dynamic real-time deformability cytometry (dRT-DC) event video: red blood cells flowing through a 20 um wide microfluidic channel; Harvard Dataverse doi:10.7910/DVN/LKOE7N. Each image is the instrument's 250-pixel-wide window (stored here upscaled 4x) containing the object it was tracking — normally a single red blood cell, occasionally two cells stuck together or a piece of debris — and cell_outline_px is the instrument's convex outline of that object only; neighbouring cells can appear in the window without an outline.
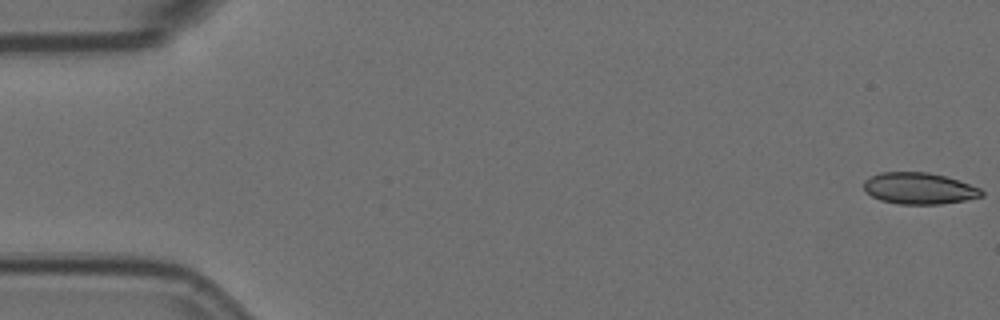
{"species": "Egyptian fruit bat (a non-hibernating species)", "species_latin": "Rousettus aegyptiacus", "temperature_condition": "room temperature", "stored_images_in_passage": 6, "camera_frame_rate_fps": 3000, "um_per_image_px": 0.085, "animal": {"sex": "female"}, "frame": {"image": 1, "passage_image": 1, "time_ms": 0.0, "image_size_px": [1000, 320], "cell_outline_px": [[984, 196], [964, 200], [940, 204], [900, 204], [880, 200], [872, 196], [864, 188], [864, 180], [880, 172], [928, 172], [960, 180], [980, 188], [984, 192]], "centroid_in_image_um": [78.15, 16.01], "position_along_channel_um": 6.8, "area_um2": 21.56}}
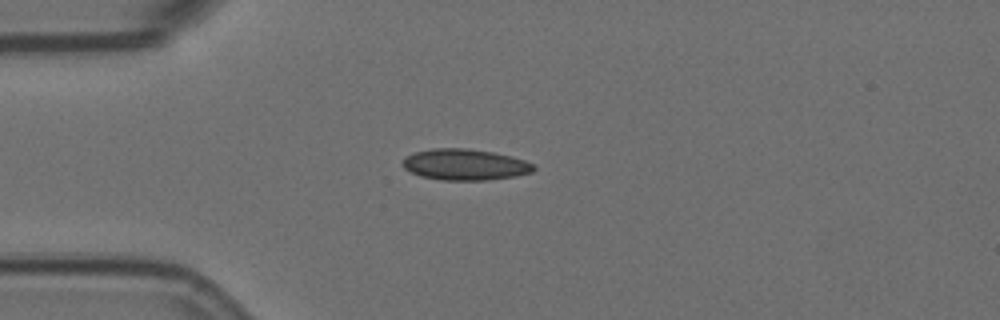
{"frame": {"image": 2, "passage_image": 5, "time_ms": 1.333, "image_size_px": [1000, 320], "cell_outline_px": [[536, 168], [532, 172], [516, 176], [488, 180], [440, 180], [420, 176], [404, 168], [400, 164], [400, 160], [404, 156], [412, 152], [432, 148], [468, 148], [492, 152], [512, 156], [524, 160], [532, 164]], "centroid_in_image_um": [39.46, 13.98], "position_along_channel_um": 45.5, "area_um2": 24.1}}
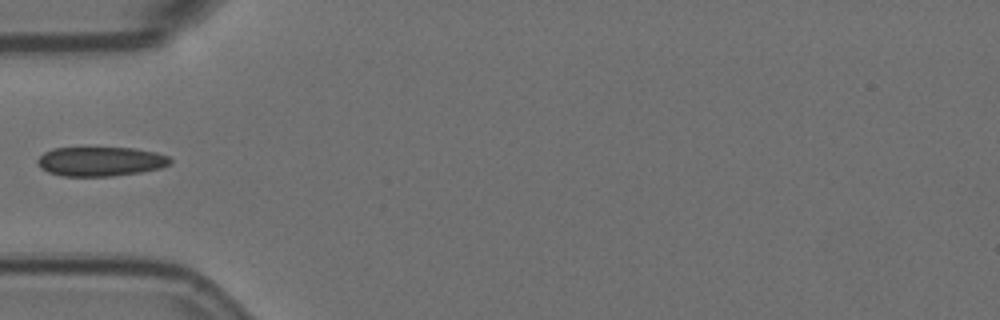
{"frame": {"image": 3, "passage_image": 6, "time_ms": 1.667, "image_size_px": [1000, 320], "cell_outline_px": [[172, 164], [160, 168], [140, 172], [112, 176], [60, 176], [48, 172], [40, 168], [36, 160], [44, 152], [52, 148], [132, 148], [156, 152], [168, 156], [172, 160]], "centroid_in_image_um": [8.54, 13.72], "position_along_channel_um": 76.5, "area_um2": 22.77}}